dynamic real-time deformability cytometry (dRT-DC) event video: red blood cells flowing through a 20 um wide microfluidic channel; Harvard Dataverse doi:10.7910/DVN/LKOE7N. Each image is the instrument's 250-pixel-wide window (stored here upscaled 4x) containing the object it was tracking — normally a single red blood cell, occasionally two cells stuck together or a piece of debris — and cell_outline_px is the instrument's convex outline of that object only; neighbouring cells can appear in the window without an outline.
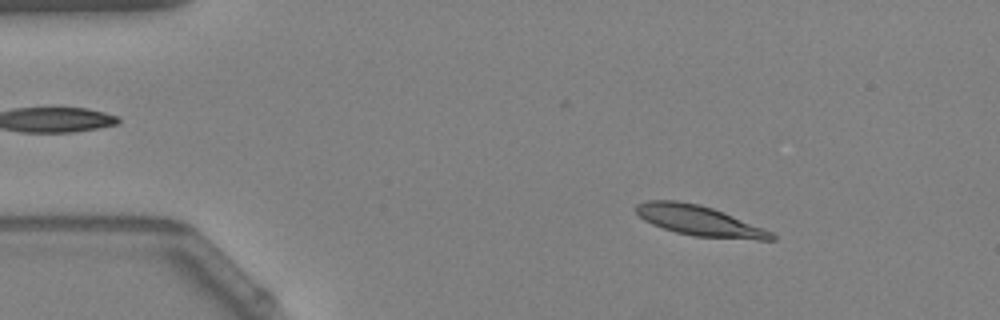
{"species": "Egyptian fruit bat (a non-hibernating species)", "species_latin": "Rousettus aegyptiacus", "temperature_condition": "warm", "stored_images_in_passage": 54, "camera_frame_rate_fps": 3000, "um_per_image_px": 0.085, "animal": {"sex": "female"}, "frame": {"image": 1, "passage_image": 7, "time_ms": 2.0, "image_size_px": [1000, 320], "cell_outline_px": [[776, 240], [756, 240], [692, 236], [676, 232], [652, 224], [644, 220], [636, 212], [636, 204], [648, 200], [676, 200], [700, 204], [724, 212], [772, 232], [776, 236]], "centroid_in_image_um": [59.45, 18.76], "position_along_channel_um": 25.6, "area_um2": 23.81}}
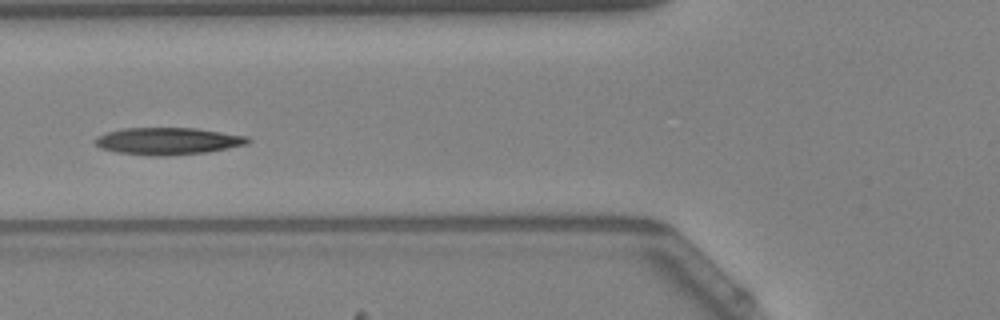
{"frame": {"image": 2, "passage_image": 20, "time_ms": 6.333, "image_size_px": [1000, 320], "cell_outline_px": [[252, 140], [248, 144], [208, 152], [168, 156], [152, 156], [116, 152], [100, 148], [96, 144], [96, 136], [108, 132], [124, 128], [196, 128], [248, 136]], "centroid_in_image_um": [14.3, 12.0], "position_along_channel_um": 111.5, "area_um2": 24.22}}
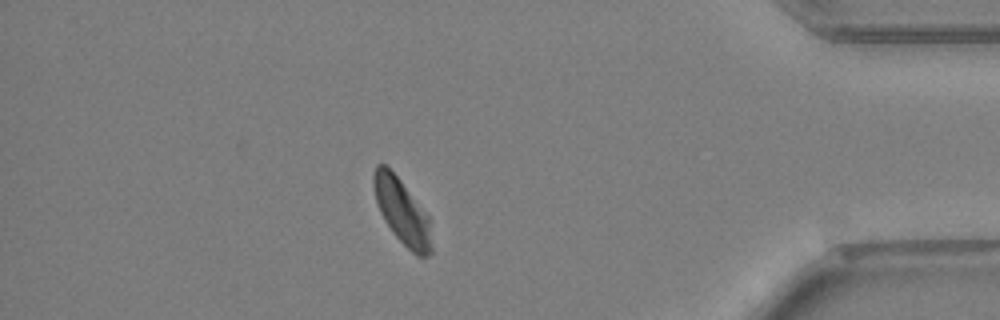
{"frame": {"image": 3, "passage_image": 47, "time_ms": 15.333, "image_size_px": [1000, 320], "cell_outline_px": [[432, 252], [428, 256], [416, 256], [396, 236], [384, 220], [380, 212], [376, 200], [372, 184], [372, 176], [376, 164], [384, 164], [400, 180], [428, 216], [432, 248]], "centroid_in_image_um": [34.15, 17.98], "position_along_channel_um": 401.1, "area_um2": 21.56}, "authors_computed_cell_mechanics": {"area_um2": 23.2934, "velocity_mm_per_s": 3.6544, "shape_relaxation_time_tau1_ms": 6.8737, "shape_relaxation_time_tau2_ms": 5.3481, "deformation_change_tau1": 0.1621, "deformation_change_tau2": 0.093}}